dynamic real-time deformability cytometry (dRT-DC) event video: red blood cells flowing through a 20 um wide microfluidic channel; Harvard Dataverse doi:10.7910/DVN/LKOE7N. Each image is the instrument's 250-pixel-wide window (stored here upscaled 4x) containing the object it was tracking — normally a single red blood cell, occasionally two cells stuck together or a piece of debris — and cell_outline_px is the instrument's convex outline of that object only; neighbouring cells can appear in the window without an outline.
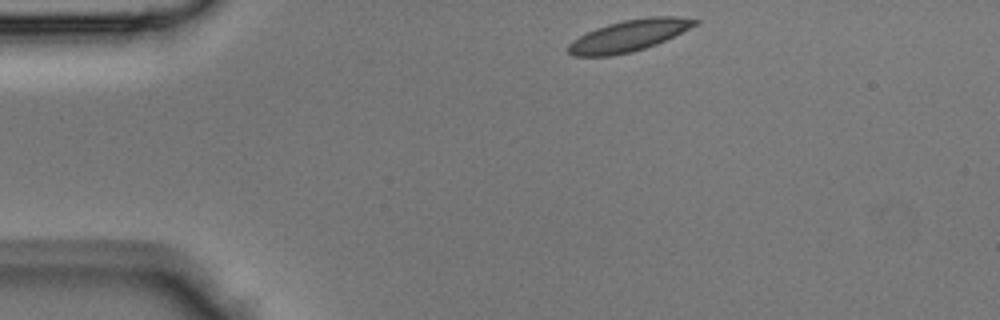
{"species": "Egyptian fruit bat (a non-hibernating species)", "species_latin": "Rousettus aegyptiacus", "temperature_condition": "room temperature", "stored_images_in_passage": 37, "camera_frame_rate_fps": 3000, "um_per_image_px": 0.085, "animal": {"sex": "male"}, "frame": {"image": 1, "passage_image": 1, "time_ms": 0.0, "image_size_px": [1000, 320], "cell_outline_px": [[700, 20], [696, 24], [656, 44], [632, 52], [612, 56], [572, 56], [568, 52], [568, 44], [572, 40], [596, 28], [608, 24], [624, 20], [648, 16], [676, 16]], "centroid_in_image_um": [53.41, 3.03], "position_along_channel_um": 31.6, "area_um2": 22.95}}
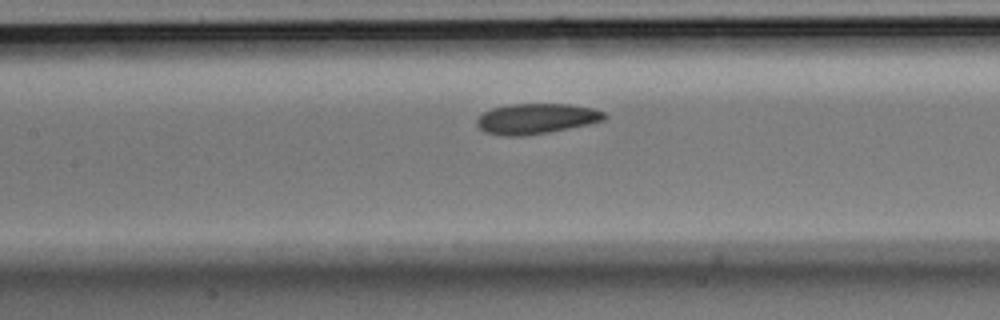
{"frame": {"image": 2, "passage_image": 13, "time_ms": 4.0, "image_size_px": [1000, 320], "cell_outline_px": [[608, 116], [604, 120], [588, 124], [548, 132], [520, 136], [504, 136], [484, 132], [476, 124], [476, 120], [484, 112], [492, 108], [508, 104], [568, 104], [592, 108], [604, 112]], "centroid_in_image_um": [45.56, 10.08], "position_along_channel_um": 161.8, "area_um2": 22.48}}
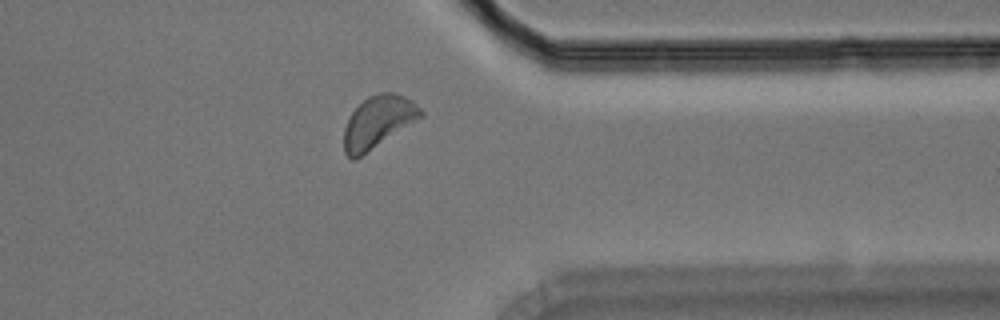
{"frame": {"image": 3, "passage_image": 28, "time_ms": 9.0, "image_size_px": [1000, 320], "cell_outline_px": [[424, 116], [356, 160], [352, 160], [344, 152], [344, 128], [348, 116], [368, 96], [380, 92], [392, 92], [404, 96], [412, 100], [424, 112]], "centroid_in_image_um": [32.13, 10.37], "position_along_channel_um": 379.3, "area_um2": 23.47}}